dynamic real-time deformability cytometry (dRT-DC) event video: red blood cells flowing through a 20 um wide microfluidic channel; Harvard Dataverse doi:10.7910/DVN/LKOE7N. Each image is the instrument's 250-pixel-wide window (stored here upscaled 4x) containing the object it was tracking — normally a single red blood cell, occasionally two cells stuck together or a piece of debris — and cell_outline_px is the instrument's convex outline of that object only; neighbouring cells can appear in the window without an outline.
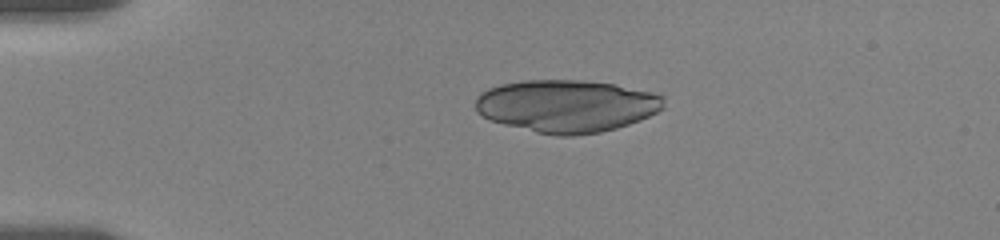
{"species": "human", "species_latin": "Homo sapiens", "temperature_condition": "room temperature", "stored_images_in_passage": 5, "camera_frame_rate_fps": 3000, "um_per_image_px": 0.085, "donor": {"sex": "female"}, "frame": {"image": 1, "passage_image": 4, "time_ms": 4.0, "image_size_px": [1000, 240], "cell_outline_px": [[664, 108], [640, 120], [616, 128], [600, 132], [572, 136], [556, 136], [536, 132], [488, 120], [476, 112], [476, 96], [480, 92], [488, 88], [500, 84], [524, 80], [580, 80], [612, 84], [652, 92], [664, 96]], "centroid_in_image_um": [48.12, 9.01], "position_along_channel_um": 36.9, "area_um2": 57.74}}